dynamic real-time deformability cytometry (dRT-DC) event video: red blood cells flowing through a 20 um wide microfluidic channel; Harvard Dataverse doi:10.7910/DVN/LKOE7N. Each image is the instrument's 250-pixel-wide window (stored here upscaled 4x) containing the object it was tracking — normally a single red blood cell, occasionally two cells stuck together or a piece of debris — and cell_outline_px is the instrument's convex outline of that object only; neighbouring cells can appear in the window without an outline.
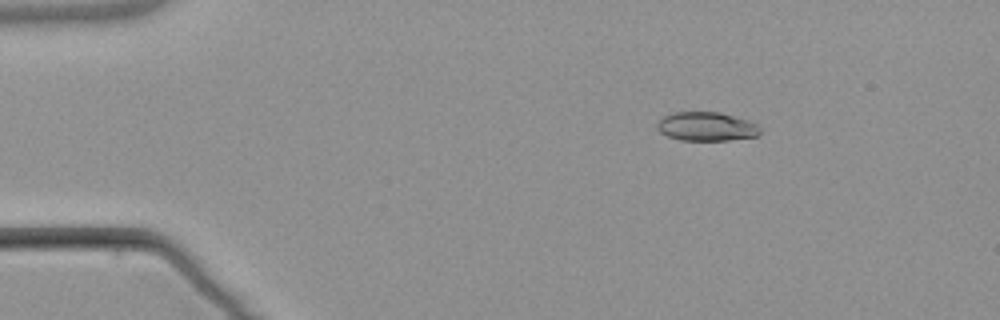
{"species": "common noctule bat (a hibernating species)", "species_latin": "Nyctalus noctula", "temperature_condition": "warm", "stored_images_in_passage": 8, "camera_frame_rate_fps": 3000, "um_per_image_px": 0.085, "animal": {"sex": "male", "body_mass_g": 21.5, "forearm_length_mm": 52.0}, "frame": {"image": 1, "passage_image": 3, "time_ms": 2.333, "image_size_px": [1000, 320], "cell_outline_px": [[760, 132], [756, 136], [728, 140], [680, 140], [668, 136], [660, 132], [656, 128], [656, 124], [664, 116], [672, 112], [720, 112], [748, 120], [756, 124], [760, 128]], "centroid_in_image_um": [60.02, 10.75], "position_along_channel_um": 25.0, "area_um2": 17.28}}
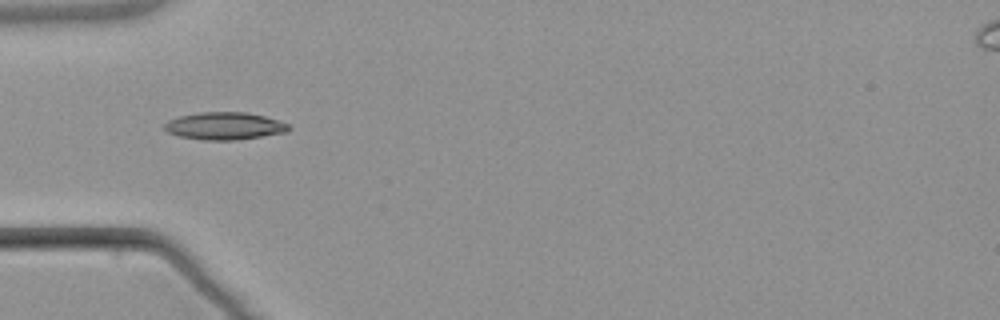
{"frame": {"image": 2, "passage_image": 5, "time_ms": 5.333, "image_size_px": [1000, 320], "cell_outline_px": [[292, 128], [288, 132], [236, 140], [204, 140], [176, 136], [168, 132], [164, 128], [164, 124], [168, 120], [180, 116], [200, 112], [244, 112], [264, 116], [288, 124]], "centroid_in_image_um": [19.07, 10.71], "position_along_channel_um": 65.9, "area_um2": 19.88}}
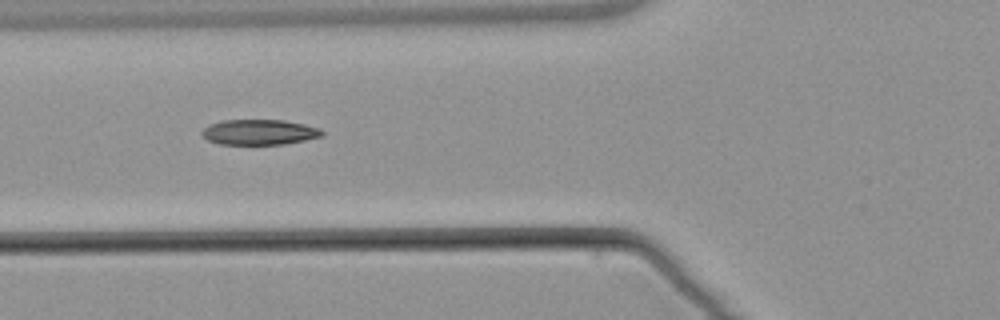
{"frame": {"image": 3, "passage_image": 6, "time_ms": 6.333, "image_size_px": [1000, 320], "cell_outline_px": [[324, 136], [284, 144], [220, 144], [208, 140], [200, 132], [208, 124], [220, 120], [284, 120], [304, 124], [320, 128], [324, 132]], "centroid_in_image_um": [22.04, 11.22], "position_along_channel_um": 103.8, "area_um2": 17.8}}